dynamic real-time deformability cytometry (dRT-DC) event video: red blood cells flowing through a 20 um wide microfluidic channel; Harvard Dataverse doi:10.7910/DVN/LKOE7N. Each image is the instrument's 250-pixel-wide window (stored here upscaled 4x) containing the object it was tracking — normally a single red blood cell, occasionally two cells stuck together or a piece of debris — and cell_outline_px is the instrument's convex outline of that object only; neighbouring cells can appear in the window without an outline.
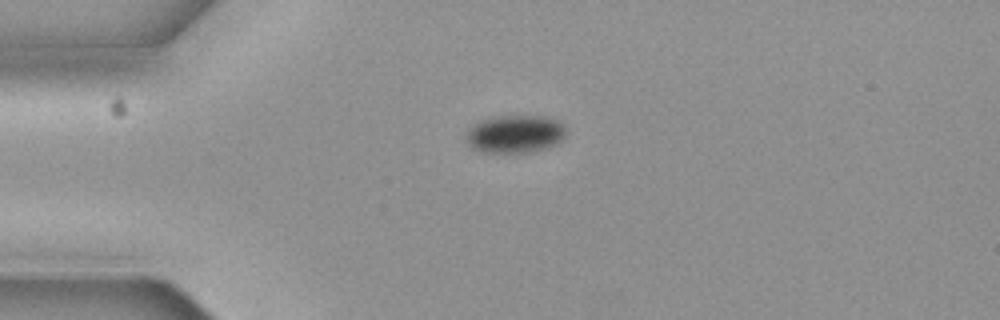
{"species": "common noctule bat (a hibernating species)", "species_latin": "Nyctalus noctula", "temperature_condition": "cold", "stored_images_in_passage": 2, "camera_frame_rate_fps": 3000, "um_per_image_px": 0.085, "animal": {"sex": "female", "body_mass_g": 19.3, "forearm_length_mm": 54.1}, "frame": {"image": 1, "passage_image": 1, "time_ms": 0.0, "image_size_px": [1000, 320], "cell_outline_px": [[564, 136], [556, 144], [544, 148], [528, 152], [484, 152], [472, 148], [468, 144], [464, 136], [468, 128], [472, 124], [480, 120], [496, 116], [544, 116], [556, 120], [564, 128]], "centroid_in_image_um": [43.69, 11.38], "position_along_channel_um": 41.3, "area_um2": 21.91}}